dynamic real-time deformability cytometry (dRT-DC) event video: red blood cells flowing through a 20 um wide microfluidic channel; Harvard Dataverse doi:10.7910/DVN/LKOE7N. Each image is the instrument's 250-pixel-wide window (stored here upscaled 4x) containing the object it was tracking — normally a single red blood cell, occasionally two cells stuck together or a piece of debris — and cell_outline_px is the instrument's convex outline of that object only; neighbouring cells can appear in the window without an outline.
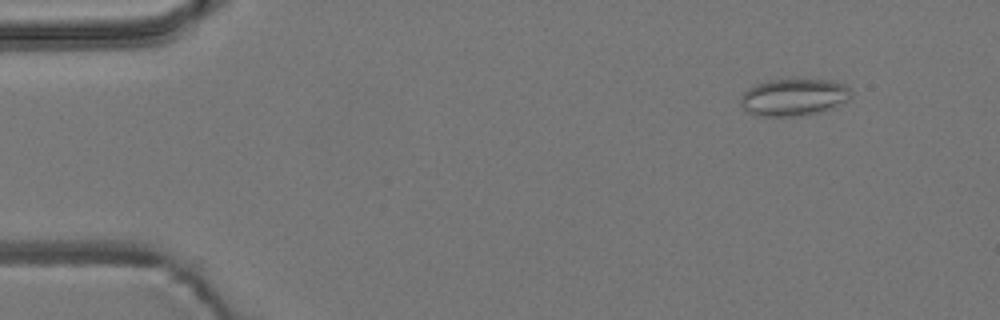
{"species": "common noctule bat (a hibernating species)", "species_latin": "Nyctalus noctula", "temperature_condition": "room temperature", "stored_images_in_passage": 20, "camera_frame_rate_fps": 3000, "um_per_image_px": 0.085, "animal": {"sex": "male", "body_mass_g": 19.2, "forearm_length_mm": 51.8}, "frame": {"image": 1, "passage_image": 6, "time_ms": 1.667, "image_size_px": [1000, 320], "cell_outline_px": [[852, 96], [848, 100], [832, 108], [800, 116], [756, 116], [748, 112], [740, 104], [740, 96], [748, 88], [756, 84], [772, 80], [832, 80], [848, 84], [852, 92]], "centroid_in_image_um": [67.49, 8.26], "position_along_channel_um": 17.5, "area_um2": 23.99}}
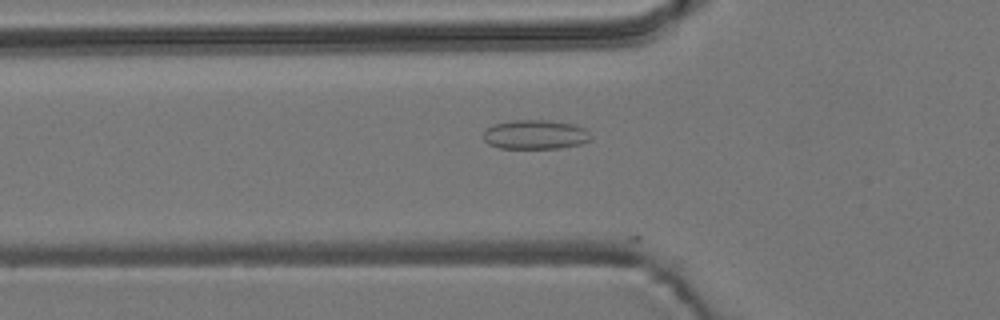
{"frame": {"image": 2, "passage_image": 19, "time_ms": 6.0, "image_size_px": [1000, 320], "cell_outline_px": [[592, 140], [580, 144], [560, 148], [500, 148], [488, 144], [484, 140], [484, 132], [492, 124], [516, 120], [548, 120], [576, 124], [584, 128], [592, 136]], "centroid_in_image_um": [45.53, 11.43], "position_along_channel_um": 80.3, "area_um2": 18.44}}